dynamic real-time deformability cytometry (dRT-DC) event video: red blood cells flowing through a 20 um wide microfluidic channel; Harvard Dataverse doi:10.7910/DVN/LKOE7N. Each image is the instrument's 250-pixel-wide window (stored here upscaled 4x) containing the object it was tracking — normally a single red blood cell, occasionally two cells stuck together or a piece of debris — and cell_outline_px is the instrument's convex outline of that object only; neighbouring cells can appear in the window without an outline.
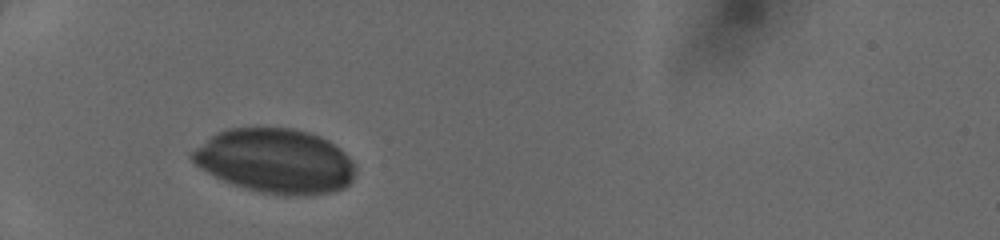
{"species": "human", "species_latin": "Homo sapiens", "temperature_condition": "cold", "stored_images_in_passage": 27, "camera_frame_rate_fps": 3000, "um_per_image_px": 0.085, "donor": {"sex": "female"}, "frame": {"image": 1, "passage_image": 1, "time_ms": 0.0, "image_size_px": [1000, 240], "cell_outline_px": [[356, 168], [352, 180], [344, 188], [332, 192], [308, 196], [288, 196], [260, 192], [244, 188], [212, 176], [200, 168], [188, 156], [196, 148], [216, 132], [228, 128], [256, 124], [296, 128], [320, 136], [328, 140], [340, 148], [352, 160]], "centroid_in_image_um": [23.4, 13.65], "position_along_channel_um": 61.6, "area_um2": 62.71}}
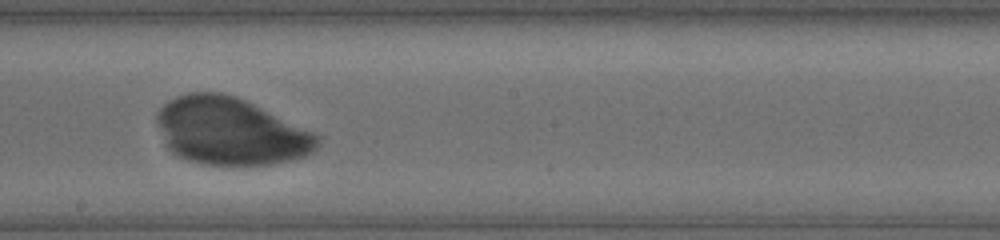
{"frame": {"image": 2, "passage_image": 14, "time_ms": 4.333, "image_size_px": [1000, 240], "cell_outline_px": [[320, 144], [312, 152], [304, 156], [292, 160], [272, 164], [204, 164], [188, 160], [172, 152], [164, 144], [156, 120], [156, 112], [168, 100], [176, 96], [188, 92], [224, 92], [236, 96], [316, 132], [320, 136]], "centroid_in_image_um": [19.59, 11.14], "position_along_channel_um": 228.6, "area_um2": 63.23}}
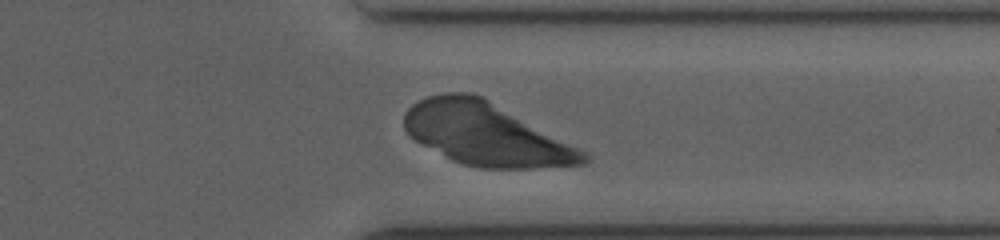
{"frame": {"image": 3, "passage_image": 24, "time_ms": 7.667, "image_size_px": [1000, 240], "cell_outline_px": [[592, 160], [584, 164], [532, 168], [480, 168], [464, 164], [452, 160], [408, 136], [404, 128], [404, 112], [412, 104], [428, 96], [444, 92], [468, 92], [480, 96], [588, 152], [592, 156]], "centroid_in_image_um": [41.31, 11.41], "position_along_channel_um": 370.1, "area_um2": 64.97}}